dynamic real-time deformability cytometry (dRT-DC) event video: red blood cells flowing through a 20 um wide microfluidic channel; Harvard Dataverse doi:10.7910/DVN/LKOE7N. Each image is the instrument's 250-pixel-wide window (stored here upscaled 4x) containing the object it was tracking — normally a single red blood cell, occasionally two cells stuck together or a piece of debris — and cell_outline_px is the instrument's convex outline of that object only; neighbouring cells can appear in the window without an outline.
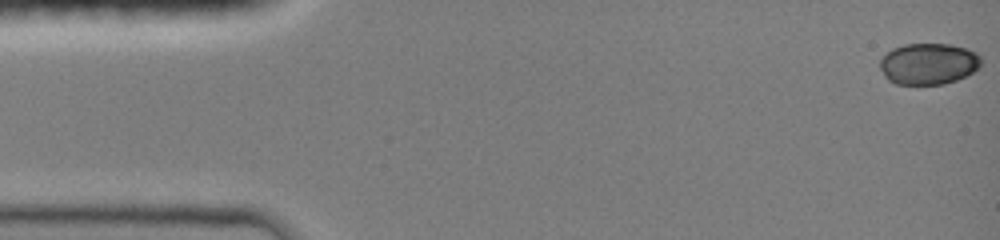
{"species": "common noctule bat (a hibernating species)", "species_latin": "Nyctalus noctula", "temperature_condition": "room temperature", "stored_images_in_passage": 12, "camera_frame_rate_fps": 3000, "um_per_image_px": 0.085, "animal": {"sex": "female", "body_mass_g": 19.0, "forearm_length_mm": 51.5}, "frame": {"image": 1, "passage_image": 1, "time_ms": 0.0, "image_size_px": [1000, 240], "cell_outline_px": [[980, 64], [972, 72], [956, 80], [944, 84], [896, 84], [888, 80], [884, 76], [880, 68], [880, 60], [892, 48], [904, 44], [952, 44], [976, 52], [980, 56]], "centroid_in_image_um": [78.89, 5.42], "position_along_channel_um": 6.1, "area_um2": 24.22}}
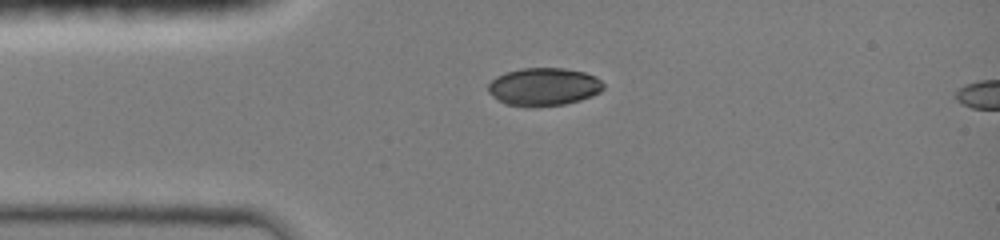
{"frame": {"image": 2, "passage_image": 9, "time_ms": 3.333, "image_size_px": [1000, 240], "cell_outline_px": [[604, 88], [600, 92], [592, 96], [580, 100], [564, 104], [532, 108], [528, 108], [504, 104], [492, 96], [488, 92], [488, 84], [496, 76], [504, 72], [520, 68], [564, 68], [584, 72], [596, 76], [604, 84]], "centroid_in_image_um": [46.19, 7.39], "position_along_channel_um": 38.8, "area_um2": 25.95}}